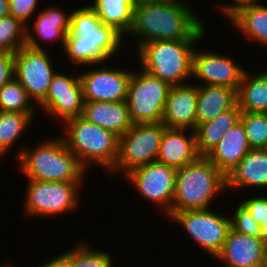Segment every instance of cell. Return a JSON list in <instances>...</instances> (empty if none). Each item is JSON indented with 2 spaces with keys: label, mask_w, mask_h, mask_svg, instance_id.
<instances>
[{
  "label": "cell",
  "mask_w": 267,
  "mask_h": 267,
  "mask_svg": "<svg viewBox=\"0 0 267 267\" xmlns=\"http://www.w3.org/2000/svg\"><path fill=\"white\" fill-rule=\"evenodd\" d=\"M37 110L26 89L15 78L0 88V111L26 113L33 119Z\"/></svg>",
  "instance_id": "cell-29"
},
{
  "label": "cell",
  "mask_w": 267,
  "mask_h": 267,
  "mask_svg": "<svg viewBox=\"0 0 267 267\" xmlns=\"http://www.w3.org/2000/svg\"><path fill=\"white\" fill-rule=\"evenodd\" d=\"M267 245L262 239L229 229L222 250L215 257L224 267H263Z\"/></svg>",
  "instance_id": "cell-16"
},
{
  "label": "cell",
  "mask_w": 267,
  "mask_h": 267,
  "mask_svg": "<svg viewBox=\"0 0 267 267\" xmlns=\"http://www.w3.org/2000/svg\"><path fill=\"white\" fill-rule=\"evenodd\" d=\"M241 110L236 104L232 109L220 114L215 119L200 124L195 129L198 153L206 156L240 121Z\"/></svg>",
  "instance_id": "cell-26"
},
{
  "label": "cell",
  "mask_w": 267,
  "mask_h": 267,
  "mask_svg": "<svg viewBox=\"0 0 267 267\" xmlns=\"http://www.w3.org/2000/svg\"><path fill=\"white\" fill-rule=\"evenodd\" d=\"M88 3L101 23L114 28L123 37L131 29L136 0H93Z\"/></svg>",
  "instance_id": "cell-27"
},
{
  "label": "cell",
  "mask_w": 267,
  "mask_h": 267,
  "mask_svg": "<svg viewBox=\"0 0 267 267\" xmlns=\"http://www.w3.org/2000/svg\"><path fill=\"white\" fill-rule=\"evenodd\" d=\"M82 117L101 128L111 131L119 137L133 125L127 101L84 102Z\"/></svg>",
  "instance_id": "cell-21"
},
{
  "label": "cell",
  "mask_w": 267,
  "mask_h": 267,
  "mask_svg": "<svg viewBox=\"0 0 267 267\" xmlns=\"http://www.w3.org/2000/svg\"><path fill=\"white\" fill-rule=\"evenodd\" d=\"M39 1L41 2V0H9V13L28 26L31 17L36 14L35 11L40 10Z\"/></svg>",
  "instance_id": "cell-34"
},
{
  "label": "cell",
  "mask_w": 267,
  "mask_h": 267,
  "mask_svg": "<svg viewBox=\"0 0 267 267\" xmlns=\"http://www.w3.org/2000/svg\"><path fill=\"white\" fill-rule=\"evenodd\" d=\"M250 150L240 120L205 157L227 176Z\"/></svg>",
  "instance_id": "cell-22"
},
{
  "label": "cell",
  "mask_w": 267,
  "mask_h": 267,
  "mask_svg": "<svg viewBox=\"0 0 267 267\" xmlns=\"http://www.w3.org/2000/svg\"><path fill=\"white\" fill-rule=\"evenodd\" d=\"M248 187L267 190V148L251 149L226 176V192Z\"/></svg>",
  "instance_id": "cell-20"
},
{
  "label": "cell",
  "mask_w": 267,
  "mask_h": 267,
  "mask_svg": "<svg viewBox=\"0 0 267 267\" xmlns=\"http://www.w3.org/2000/svg\"><path fill=\"white\" fill-rule=\"evenodd\" d=\"M214 51H202L195 48L192 77L200 81H196L195 84L219 85L233 88L237 91L246 70L245 67L239 65L228 53L223 55Z\"/></svg>",
  "instance_id": "cell-15"
},
{
  "label": "cell",
  "mask_w": 267,
  "mask_h": 267,
  "mask_svg": "<svg viewBox=\"0 0 267 267\" xmlns=\"http://www.w3.org/2000/svg\"><path fill=\"white\" fill-rule=\"evenodd\" d=\"M31 121L26 113L0 111V161L30 129Z\"/></svg>",
  "instance_id": "cell-28"
},
{
  "label": "cell",
  "mask_w": 267,
  "mask_h": 267,
  "mask_svg": "<svg viewBox=\"0 0 267 267\" xmlns=\"http://www.w3.org/2000/svg\"><path fill=\"white\" fill-rule=\"evenodd\" d=\"M23 211L28 218H53L76 211L83 183L27 180ZM71 211V212H70ZM63 214V215H62Z\"/></svg>",
  "instance_id": "cell-7"
},
{
  "label": "cell",
  "mask_w": 267,
  "mask_h": 267,
  "mask_svg": "<svg viewBox=\"0 0 267 267\" xmlns=\"http://www.w3.org/2000/svg\"><path fill=\"white\" fill-rule=\"evenodd\" d=\"M15 154L18 170L28 180L84 183L88 175L60 135L44 137L32 148L21 145Z\"/></svg>",
  "instance_id": "cell-3"
},
{
  "label": "cell",
  "mask_w": 267,
  "mask_h": 267,
  "mask_svg": "<svg viewBox=\"0 0 267 267\" xmlns=\"http://www.w3.org/2000/svg\"><path fill=\"white\" fill-rule=\"evenodd\" d=\"M44 8L35 15L37 18L34 17L35 21L31 24L33 29L30 28V25L27 26L25 46L31 49L44 50L45 48L40 45V41L38 42L40 39L44 43L57 42L58 40L64 48L66 36L70 30L71 13H66L65 10H62L63 8L60 9V6L51 5Z\"/></svg>",
  "instance_id": "cell-18"
},
{
  "label": "cell",
  "mask_w": 267,
  "mask_h": 267,
  "mask_svg": "<svg viewBox=\"0 0 267 267\" xmlns=\"http://www.w3.org/2000/svg\"><path fill=\"white\" fill-rule=\"evenodd\" d=\"M226 18L246 39L267 46V4L256 2L240 5Z\"/></svg>",
  "instance_id": "cell-24"
},
{
  "label": "cell",
  "mask_w": 267,
  "mask_h": 267,
  "mask_svg": "<svg viewBox=\"0 0 267 267\" xmlns=\"http://www.w3.org/2000/svg\"><path fill=\"white\" fill-rule=\"evenodd\" d=\"M10 15L9 0H0V18Z\"/></svg>",
  "instance_id": "cell-39"
},
{
  "label": "cell",
  "mask_w": 267,
  "mask_h": 267,
  "mask_svg": "<svg viewBox=\"0 0 267 267\" xmlns=\"http://www.w3.org/2000/svg\"><path fill=\"white\" fill-rule=\"evenodd\" d=\"M261 239L267 245V219L260 224Z\"/></svg>",
  "instance_id": "cell-40"
},
{
  "label": "cell",
  "mask_w": 267,
  "mask_h": 267,
  "mask_svg": "<svg viewBox=\"0 0 267 267\" xmlns=\"http://www.w3.org/2000/svg\"><path fill=\"white\" fill-rule=\"evenodd\" d=\"M226 191V176L205 156L177 169L171 213L208 209Z\"/></svg>",
  "instance_id": "cell-5"
},
{
  "label": "cell",
  "mask_w": 267,
  "mask_h": 267,
  "mask_svg": "<svg viewBox=\"0 0 267 267\" xmlns=\"http://www.w3.org/2000/svg\"><path fill=\"white\" fill-rule=\"evenodd\" d=\"M264 195V196H263ZM256 194L252 198H247L241 203L248 209L252 219L259 224L267 219V194Z\"/></svg>",
  "instance_id": "cell-35"
},
{
  "label": "cell",
  "mask_w": 267,
  "mask_h": 267,
  "mask_svg": "<svg viewBox=\"0 0 267 267\" xmlns=\"http://www.w3.org/2000/svg\"><path fill=\"white\" fill-rule=\"evenodd\" d=\"M62 125V139L86 170L90 165H97L106 173L112 170L119 155L118 135L82 116L69 118Z\"/></svg>",
  "instance_id": "cell-4"
},
{
  "label": "cell",
  "mask_w": 267,
  "mask_h": 267,
  "mask_svg": "<svg viewBox=\"0 0 267 267\" xmlns=\"http://www.w3.org/2000/svg\"><path fill=\"white\" fill-rule=\"evenodd\" d=\"M196 128L237 104L236 90L219 85H197Z\"/></svg>",
  "instance_id": "cell-23"
},
{
  "label": "cell",
  "mask_w": 267,
  "mask_h": 267,
  "mask_svg": "<svg viewBox=\"0 0 267 267\" xmlns=\"http://www.w3.org/2000/svg\"><path fill=\"white\" fill-rule=\"evenodd\" d=\"M165 130L162 122L134 123L119 137V155L110 176H124L132 169L155 162Z\"/></svg>",
  "instance_id": "cell-8"
},
{
  "label": "cell",
  "mask_w": 267,
  "mask_h": 267,
  "mask_svg": "<svg viewBox=\"0 0 267 267\" xmlns=\"http://www.w3.org/2000/svg\"><path fill=\"white\" fill-rule=\"evenodd\" d=\"M230 226L236 232L261 239L260 224L252 219L250 212L242 203H238L233 214L230 215Z\"/></svg>",
  "instance_id": "cell-33"
},
{
  "label": "cell",
  "mask_w": 267,
  "mask_h": 267,
  "mask_svg": "<svg viewBox=\"0 0 267 267\" xmlns=\"http://www.w3.org/2000/svg\"><path fill=\"white\" fill-rule=\"evenodd\" d=\"M236 97L242 113H267V68L255 74L246 68Z\"/></svg>",
  "instance_id": "cell-25"
},
{
  "label": "cell",
  "mask_w": 267,
  "mask_h": 267,
  "mask_svg": "<svg viewBox=\"0 0 267 267\" xmlns=\"http://www.w3.org/2000/svg\"><path fill=\"white\" fill-rule=\"evenodd\" d=\"M71 248L73 267H115L114 260L108 251L94 248V244L76 241Z\"/></svg>",
  "instance_id": "cell-30"
},
{
  "label": "cell",
  "mask_w": 267,
  "mask_h": 267,
  "mask_svg": "<svg viewBox=\"0 0 267 267\" xmlns=\"http://www.w3.org/2000/svg\"><path fill=\"white\" fill-rule=\"evenodd\" d=\"M263 267H267V253H266V257H265V261H264Z\"/></svg>",
  "instance_id": "cell-41"
},
{
  "label": "cell",
  "mask_w": 267,
  "mask_h": 267,
  "mask_svg": "<svg viewBox=\"0 0 267 267\" xmlns=\"http://www.w3.org/2000/svg\"><path fill=\"white\" fill-rule=\"evenodd\" d=\"M233 1L232 3H224L223 5L219 6V10H221V14L224 15V17L228 16L232 11H234L237 7L243 4L247 3H256V2H261L260 0H231Z\"/></svg>",
  "instance_id": "cell-38"
},
{
  "label": "cell",
  "mask_w": 267,
  "mask_h": 267,
  "mask_svg": "<svg viewBox=\"0 0 267 267\" xmlns=\"http://www.w3.org/2000/svg\"><path fill=\"white\" fill-rule=\"evenodd\" d=\"M136 1H155V0H136Z\"/></svg>",
  "instance_id": "cell-43"
},
{
  "label": "cell",
  "mask_w": 267,
  "mask_h": 267,
  "mask_svg": "<svg viewBox=\"0 0 267 267\" xmlns=\"http://www.w3.org/2000/svg\"><path fill=\"white\" fill-rule=\"evenodd\" d=\"M240 120L251 149L267 148V113H242Z\"/></svg>",
  "instance_id": "cell-32"
},
{
  "label": "cell",
  "mask_w": 267,
  "mask_h": 267,
  "mask_svg": "<svg viewBox=\"0 0 267 267\" xmlns=\"http://www.w3.org/2000/svg\"><path fill=\"white\" fill-rule=\"evenodd\" d=\"M176 172L177 169L155 161L132 169L124 178L144 200L157 205L155 208L168 218L175 193Z\"/></svg>",
  "instance_id": "cell-11"
},
{
  "label": "cell",
  "mask_w": 267,
  "mask_h": 267,
  "mask_svg": "<svg viewBox=\"0 0 267 267\" xmlns=\"http://www.w3.org/2000/svg\"><path fill=\"white\" fill-rule=\"evenodd\" d=\"M14 78V53L0 51V88Z\"/></svg>",
  "instance_id": "cell-36"
},
{
  "label": "cell",
  "mask_w": 267,
  "mask_h": 267,
  "mask_svg": "<svg viewBox=\"0 0 267 267\" xmlns=\"http://www.w3.org/2000/svg\"><path fill=\"white\" fill-rule=\"evenodd\" d=\"M27 26L11 15L0 18V51L15 53L26 44Z\"/></svg>",
  "instance_id": "cell-31"
},
{
  "label": "cell",
  "mask_w": 267,
  "mask_h": 267,
  "mask_svg": "<svg viewBox=\"0 0 267 267\" xmlns=\"http://www.w3.org/2000/svg\"><path fill=\"white\" fill-rule=\"evenodd\" d=\"M123 39L114 28L102 24L96 12L86 4L71 11L70 30L63 51L76 68L81 65L87 68L111 61L114 55L122 52Z\"/></svg>",
  "instance_id": "cell-2"
},
{
  "label": "cell",
  "mask_w": 267,
  "mask_h": 267,
  "mask_svg": "<svg viewBox=\"0 0 267 267\" xmlns=\"http://www.w3.org/2000/svg\"><path fill=\"white\" fill-rule=\"evenodd\" d=\"M95 64L79 73L83 88L84 102L104 101L118 102L126 101L128 95V86L133 70L111 67L106 63ZM98 66V67H97ZM89 69V70H88Z\"/></svg>",
  "instance_id": "cell-14"
},
{
  "label": "cell",
  "mask_w": 267,
  "mask_h": 267,
  "mask_svg": "<svg viewBox=\"0 0 267 267\" xmlns=\"http://www.w3.org/2000/svg\"><path fill=\"white\" fill-rule=\"evenodd\" d=\"M47 50L22 47L14 53V78L38 105L46 96L56 69Z\"/></svg>",
  "instance_id": "cell-12"
},
{
  "label": "cell",
  "mask_w": 267,
  "mask_h": 267,
  "mask_svg": "<svg viewBox=\"0 0 267 267\" xmlns=\"http://www.w3.org/2000/svg\"><path fill=\"white\" fill-rule=\"evenodd\" d=\"M201 41L183 39L146 42L135 50L139 66L171 86L186 84L193 78V54L195 46Z\"/></svg>",
  "instance_id": "cell-6"
},
{
  "label": "cell",
  "mask_w": 267,
  "mask_h": 267,
  "mask_svg": "<svg viewBox=\"0 0 267 267\" xmlns=\"http://www.w3.org/2000/svg\"><path fill=\"white\" fill-rule=\"evenodd\" d=\"M193 9L184 0L136 1L128 36L137 38L136 50L150 41L204 39L206 27Z\"/></svg>",
  "instance_id": "cell-1"
},
{
  "label": "cell",
  "mask_w": 267,
  "mask_h": 267,
  "mask_svg": "<svg viewBox=\"0 0 267 267\" xmlns=\"http://www.w3.org/2000/svg\"><path fill=\"white\" fill-rule=\"evenodd\" d=\"M74 71L70 72L72 75L56 71L45 98L37 105L38 110L41 109L58 122L63 123L83 114V88L79 74H75L78 72L76 68Z\"/></svg>",
  "instance_id": "cell-13"
},
{
  "label": "cell",
  "mask_w": 267,
  "mask_h": 267,
  "mask_svg": "<svg viewBox=\"0 0 267 267\" xmlns=\"http://www.w3.org/2000/svg\"><path fill=\"white\" fill-rule=\"evenodd\" d=\"M2 267H15L13 265H10L9 263L7 265H3Z\"/></svg>",
  "instance_id": "cell-42"
},
{
  "label": "cell",
  "mask_w": 267,
  "mask_h": 267,
  "mask_svg": "<svg viewBox=\"0 0 267 267\" xmlns=\"http://www.w3.org/2000/svg\"><path fill=\"white\" fill-rule=\"evenodd\" d=\"M197 99V85L193 83L192 79L189 83L171 86L164 108L162 123L167 128L195 131Z\"/></svg>",
  "instance_id": "cell-17"
},
{
  "label": "cell",
  "mask_w": 267,
  "mask_h": 267,
  "mask_svg": "<svg viewBox=\"0 0 267 267\" xmlns=\"http://www.w3.org/2000/svg\"><path fill=\"white\" fill-rule=\"evenodd\" d=\"M53 258L49 259L50 261L48 260L38 267H73L71 260V249L63 252L62 254L60 253L57 257Z\"/></svg>",
  "instance_id": "cell-37"
},
{
  "label": "cell",
  "mask_w": 267,
  "mask_h": 267,
  "mask_svg": "<svg viewBox=\"0 0 267 267\" xmlns=\"http://www.w3.org/2000/svg\"><path fill=\"white\" fill-rule=\"evenodd\" d=\"M200 157L195 131L166 127L156 158L157 162L179 169L197 161Z\"/></svg>",
  "instance_id": "cell-19"
},
{
  "label": "cell",
  "mask_w": 267,
  "mask_h": 267,
  "mask_svg": "<svg viewBox=\"0 0 267 267\" xmlns=\"http://www.w3.org/2000/svg\"><path fill=\"white\" fill-rule=\"evenodd\" d=\"M169 219L186 231L191 240L209 254L215 257L222 250L230 226V216L216 213L211 208L184 210L171 213Z\"/></svg>",
  "instance_id": "cell-10"
},
{
  "label": "cell",
  "mask_w": 267,
  "mask_h": 267,
  "mask_svg": "<svg viewBox=\"0 0 267 267\" xmlns=\"http://www.w3.org/2000/svg\"><path fill=\"white\" fill-rule=\"evenodd\" d=\"M170 88L169 83L140 67L133 70L126 100L133 124L162 122Z\"/></svg>",
  "instance_id": "cell-9"
}]
</instances>
